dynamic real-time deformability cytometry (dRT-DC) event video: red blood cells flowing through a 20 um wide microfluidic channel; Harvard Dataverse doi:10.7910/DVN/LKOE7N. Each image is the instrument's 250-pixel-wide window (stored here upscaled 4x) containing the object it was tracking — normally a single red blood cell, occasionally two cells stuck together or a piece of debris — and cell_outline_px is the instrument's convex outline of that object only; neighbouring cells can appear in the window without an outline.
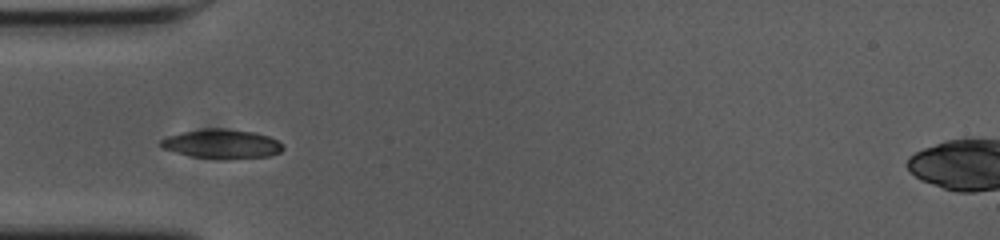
{"species": "common noctule bat (a hibernating species)", "species_latin": "Nyctalus noctula", "temperature_condition": "cold", "stored_images_in_passage": 39, "camera_frame_rate_fps": 3000, "um_per_image_px": 0.085, "animal": {"sex": "female", "body_mass_g": 23.0, "forearm_length_mm": 53.4}, "frame": {"image": 1, "passage_image": 1, "time_ms": 0.0, "image_size_px": [1000, 240], "cell_outline_px": [[284, 148], [280, 152], [268, 156], [228, 160], [192, 156], [176, 152], [164, 148], [160, 144], [160, 140], [168, 136], [184, 132], [208, 128], [216, 128], [252, 132], [268, 136], [276, 140]], "centroid_in_image_um": [18.87, 12.25], "position_along_channel_um": 66.1, "area_um2": 20.46}}
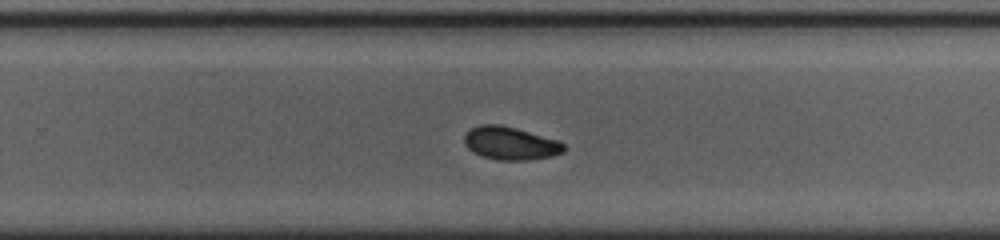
{"frame": {"image": 2, "passage_image": 19, "time_ms": 6.0, "image_size_px": [1000, 240], "cell_outline_px": [[564, 152], [552, 156], [528, 160], [496, 160], [472, 152], [468, 148], [464, 140], [464, 136], [472, 128], [480, 124], [500, 124], [516, 128], [560, 140], [564, 144]], "centroid_in_image_um": [43.41, 12.18], "position_along_channel_um": 286.4, "area_um2": 19.19}}
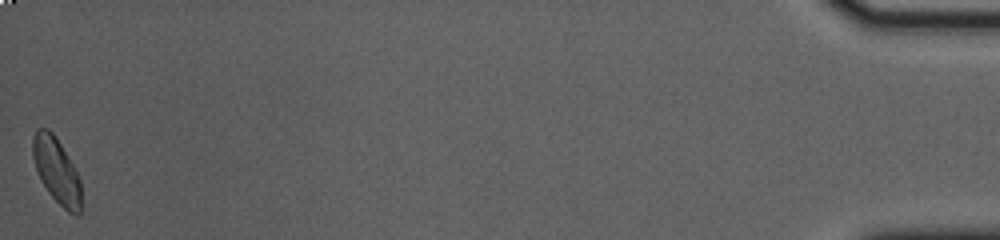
{"frame": {"image": 3, "passage_image": 39, "time_ms": 12.667, "image_size_px": [1000, 240], "cell_outline_px": [[80, 212], [76, 216], [68, 212], [48, 192], [36, 168], [32, 156], [32, 136], [36, 128], [48, 128], [56, 136], [72, 164], [80, 180]], "centroid_in_image_um": [4.78, 14.45], "position_along_channel_um": 430.4, "area_um2": 18.21}, "authors_computed_cell_mechanics": {"area_um2": 19.1896, "velocity_mm_per_s": 3.6731, "shape_relaxation_time_tau1_ms": 4.5855, "shape_relaxation_time_tau2_ms": 7.3502, "deformation_change_tau1": 0.1253, "deformation_change_tau2": 0.0953}}